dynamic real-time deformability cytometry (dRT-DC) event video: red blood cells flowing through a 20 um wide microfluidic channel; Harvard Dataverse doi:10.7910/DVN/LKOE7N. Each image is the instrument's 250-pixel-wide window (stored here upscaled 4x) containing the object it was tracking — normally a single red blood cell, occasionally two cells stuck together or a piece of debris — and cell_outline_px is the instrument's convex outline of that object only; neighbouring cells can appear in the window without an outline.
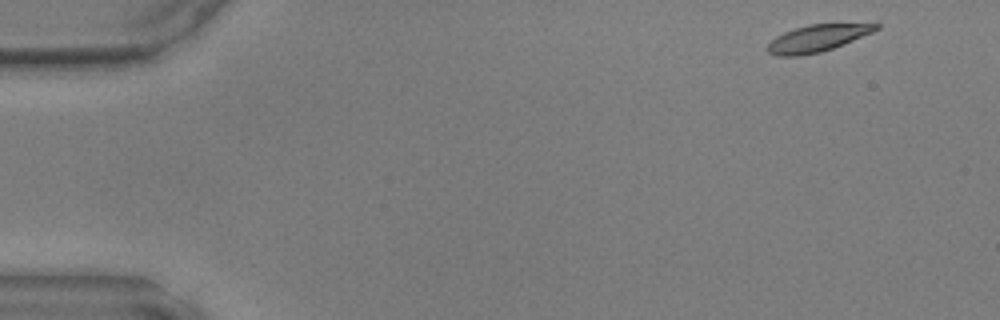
{"species": "common noctule bat (a hibernating species)", "species_latin": "Nyctalus noctula", "temperature_condition": "warm", "stored_images_in_passage": 46, "camera_frame_rate_fps": 3000, "um_per_image_px": 0.085, "animal": {"sex": "male", "body_mass_g": 17.9, "forearm_length_mm": 54.2}, "frame": {"image": 1, "passage_image": 1, "time_ms": 0.0, "image_size_px": [1000, 320], "cell_outline_px": [[880, 28], [872, 32], [844, 44], [820, 52], [800, 56], [776, 56], [768, 52], [764, 48], [776, 36], [784, 32], [808, 24], [876, 20], [880, 24]], "centroid_in_image_um": [69.61, 3.19], "position_along_channel_um": 15.4, "area_um2": 17.92}}
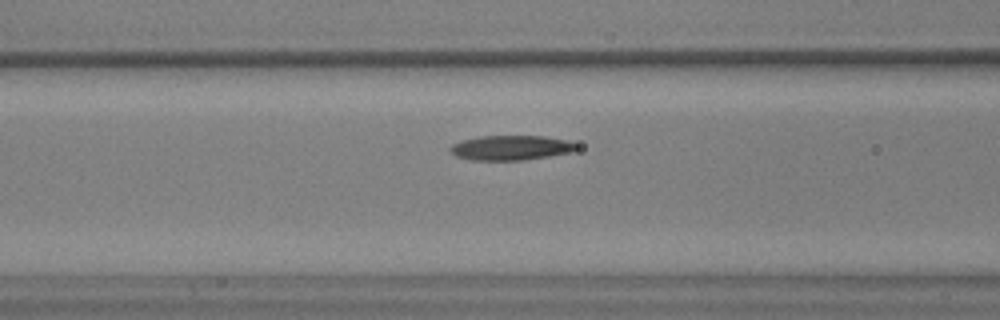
{"frame": {"image": 2, "passage_image": 17, "time_ms": 5.333, "image_size_px": [1000, 320], "cell_outline_px": [[580, 148], [572, 152], [524, 160], [472, 160], [456, 156], [448, 148], [452, 144], [464, 140], [480, 136], [544, 136], [568, 140], [576, 144]], "centroid_in_image_um": [43.46, 12.56], "position_along_channel_um": 123.1, "area_um2": 18.21}}
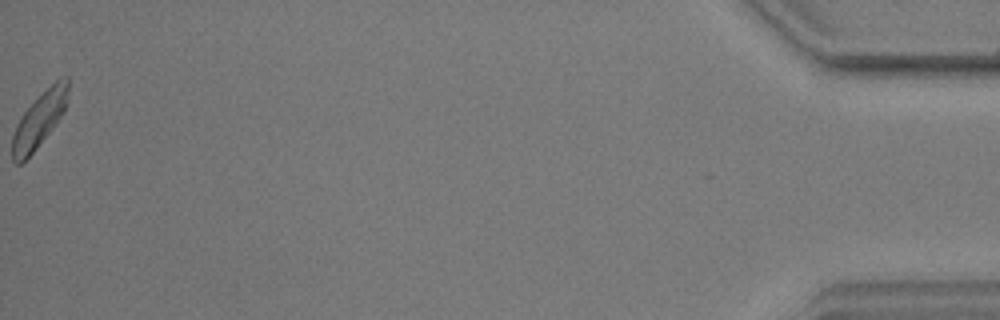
{"frame": {"image": 3, "passage_image": 46, "time_ms": 15.0, "image_size_px": [1000, 320], "cell_outline_px": [[68, 100], [64, 112], [52, 128], [32, 152], [20, 164], [16, 164], [12, 160], [12, 136], [16, 124], [24, 112], [56, 80], [68, 76]], "centroid_in_image_um": [3.34, 10.19], "position_along_channel_um": 431.9, "area_um2": 17.28}}